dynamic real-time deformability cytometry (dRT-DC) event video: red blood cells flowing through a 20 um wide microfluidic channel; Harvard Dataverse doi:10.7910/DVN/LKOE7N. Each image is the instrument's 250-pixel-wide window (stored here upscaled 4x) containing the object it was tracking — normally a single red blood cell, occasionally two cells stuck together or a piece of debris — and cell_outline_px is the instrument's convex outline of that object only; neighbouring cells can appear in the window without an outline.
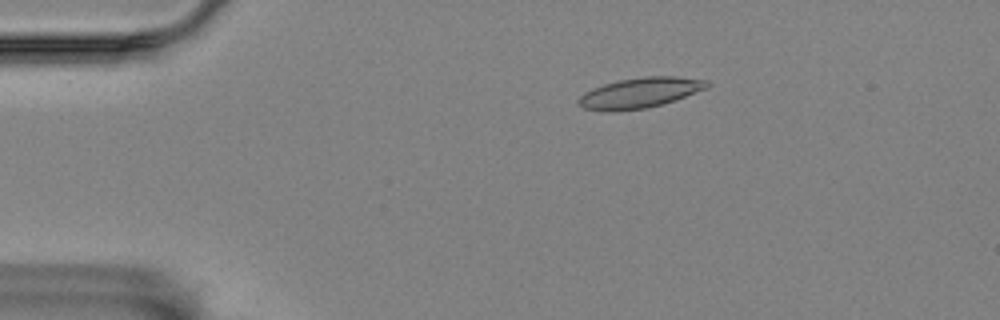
{"species": "Egyptian fruit bat (a non-hibernating species)", "species_latin": "Rousettus aegyptiacus", "temperature_condition": "room temperature", "stored_images_in_passage": 3, "camera_frame_rate_fps": 3000, "um_per_image_px": 0.085, "animal": {"sex": "female"}, "frame": {"image": 1, "passage_image": 1, "time_ms": 0.0, "image_size_px": [1000, 320], "cell_outline_px": [[708, 88], [660, 104], [644, 108], [612, 112], [584, 108], [576, 104], [576, 100], [584, 92], [592, 88], [604, 84], [620, 80], [644, 76], [676, 76], [708, 80]], "centroid_in_image_um": [54.33, 7.88], "position_along_channel_um": 30.7, "area_um2": 22.54}}
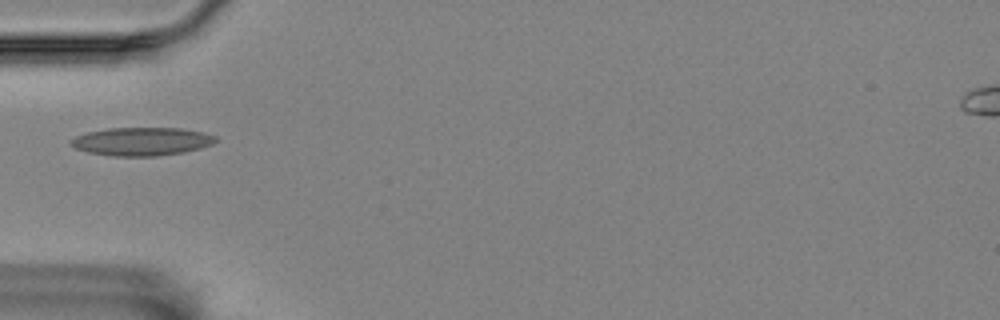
{"frame": {"image": 2, "passage_image": 3, "time_ms": 0.667, "image_size_px": [1000, 320], "cell_outline_px": [[216, 140], [212, 144], [200, 148], [184, 152], [156, 156], [112, 156], [88, 152], [76, 148], [68, 144], [68, 140], [76, 136], [88, 132], [108, 128], [180, 128], [204, 132], [216, 136]], "centroid_in_image_um": [12.02, 12.02], "position_along_channel_um": 73.0, "area_um2": 23.87}}